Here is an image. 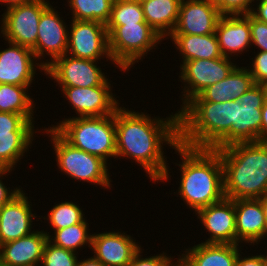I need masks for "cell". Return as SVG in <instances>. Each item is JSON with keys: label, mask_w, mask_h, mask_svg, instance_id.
Returning a JSON list of instances; mask_svg holds the SVG:
<instances>
[{"label": "cell", "mask_w": 267, "mask_h": 266, "mask_svg": "<svg viewBox=\"0 0 267 266\" xmlns=\"http://www.w3.org/2000/svg\"><path fill=\"white\" fill-rule=\"evenodd\" d=\"M29 1H32V0H0L1 3H5V5H7L6 6L7 8L15 6V5H20L22 3H26Z\"/></svg>", "instance_id": "obj_44"}, {"label": "cell", "mask_w": 267, "mask_h": 266, "mask_svg": "<svg viewBox=\"0 0 267 266\" xmlns=\"http://www.w3.org/2000/svg\"><path fill=\"white\" fill-rule=\"evenodd\" d=\"M238 248L237 244L200 243L184 251L179 266H235Z\"/></svg>", "instance_id": "obj_23"}, {"label": "cell", "mask_w": 267, "mask_h": 266, "mask_svg": "<svg viewBox=\"0 0 267 266\" xmlns=\"http://www.w3.org/2000/svg\"><path fill=\"white\" fill-rule=\"evenodd\" d=\"M232 58L220 57L216 59H196L182 62L180 65V80L184 82L182 94V108L207 87L225 79L236 64ZM187 83V84H186Z\"/></svg>", "instance_id": "obj_10"}, {"label": "cell", "mask_w": 267, "mask_h": 266, "mask_svg": "<svg viewBox=\"0 0 267 266\" xmlns=\"http://www.w3.org/2000/svg\"><path fill=\"white\" fill-rule=\"evenodd\" d=\"M134 1H137V2H139L140 4H142L143 2H146V1H149V0H134Z\"/></svg>", "instance_id": "obj_47"}, {"label": "cell", "mask_w": 267, "mask_h": 266, "mask_svg": "<svg viewBox=\"0 0 267 266\" xmlns=\"http://www.w3.org/2000/svg\"><path fill=\"white\" fill-rule=\"evenodd\" d=\"M262 114V123H261V130L260 135L258 137V142L267 144V96L265 98L263 107L261 108Z\"/></svg>", "instance_id": "obj_41"}, {"label": "cell", "mask_w": 267, "mask_h": 266, "mask_svg": "<svg viewBox=\"0 0 267 266\" xmlns=\"http://www.w3.org/2000/svg\"><path fill=\"white\" fill-rule=\"evenodd\" d=\"M77 266H104V265L93 256L87 259H83V261H78Z\"/></svg>", "instance_id": "obj_43"}, {"label": "cell", "mask_w": 267, "mask_h": 266, "mask_svg": "<svg viewBox=\"0 0 267 266\" xmlns=\"http://www.w3.org/2000/svg\"><path fill=\"white\" fill-rule=\"evenodd\" d=\"M179 113V143L192 148H212L236 122V100L203 101L193 97Z\"/></svg>", "instance_id": "obj_4"}, {"label": "cell", "mask_w": 267, "mask_h": 266, "mask_svg": "<svg viewBox=\"0 0 267 266\" xmlns=\"http://www.w3.org/2000/svg\"><path fill=\"white\" fill-rule=\"evenodd\" d=\"M68 143L107 163L116 158L115 113L102 117H70L50 126Z\"/></svg>", "instance_id": "obj_5"}, {"label": "cell", "mask_w": 267, "mask_h": 266, "mask_svg": "<svg viewBox=\"0 0 267 266\" xmlns=\"http://www.w3.org/2000/svg\"><path fill=\"white\" fill-rule=\"evenodd\" d=\"M7 42L9 47L0 51V84L31 86L36 74V65L44 73L45 67L35 63L38 59L33 50Z\"/></svg>", "instance_id": "obj_15"}, {"label": "cell", "mask_w": 267, "mask_h": 266, "mask_svg": "<svg viewBox=\"0 0 267 266\" xmlns=\"http://www.w3.org/2000/svg\"><path fill=\"white\" fill-rule=\"evenodd\" d=\"M78 117H102L114 114L119 100L113 95L111 85L96 87H60Z\"/></svg>", "instance_id": "obj_13"}, {"label": "cell", "mask_w": 267, "mask_h": 266, "mask_svg": "<svg viewBox=\"0 0 267 266\" xmlns=\"http://www.w3.org/2000/svg\"><path fill=\"white\" fill-rule=\"evenodd\" d=\"M267 92L260 84L253 85L236 99V122L211 148L218 150L239 142H257L262 123V110Z\"/></svg>", "instance_id": "obj_8"}, {"label": "cell", "mask_w": 267, "mask_h": 266, "mask_svg": "<svg viewBox=\"0 0 267 266\" xmlns=\"http://www.w3.org/2000/svg\"><path fill=\"white\" fill-rule=\"evenodd\" d=\"M254 0H213L222 15L249 14ZM252 6H251V5ZM252 7V8H251Z\"/></svg>", "instance_id": "obj_35"}, {"label": "cell", "mask_w": 267, "mask_h": 266, "mask_svg": "<svg viewBox=\"0 0 267 266\" xmlns=\"http://www.w3.org/2000/svg\"><path fill=\"white\" fill-rule=\"evenodd\" d=\"M236 244H258L267 237V222L260 199L234 200Z\"/></svg>", "instance_id": "obj_20"}, {"label": "cell", "mask_w": 267, "mask_h": 266, "mask_svg": "<svg viewBox=\"0 0 267 266\" xmlns=\"http://www.w3.org/2000/svg\"><path fill=\"white\" fill-rule=\"evenodd\" d=\"M115 0H69L73 20L97 21L106 25Z\"/></svg>", "instance_id": "obj_29"}, {"label": "cell", "mask_w": 267, "mask_h": 266, "mask_svg": "<svg viewBox=\"0 0 267 266\" xmlns=\"http://www.w3.org/2000/svg\"><path fill=\"white\" fill-rule=\"evenodd\" d=\"M264 90L267 92V78L260 84Z\"/></svg>", "instance_id": "obj_46"}, {"label": "cell", "mask_w": 267, "mask_h": 266, "mask_svg": "<svg viewBox=\"0 0 267 266\" xmlns=\"http://www.w3.org/2000/svg\"><path fill=\"white\" fill-rule=\"evenodd\" d=\"M253 85L255 82L248 68L237 65L225 79L207 87L198 96L209 102L236 100Z\"/></svg>", "instance_id": "obj_24"}, {"label": "cell", "mask_w": 267, "mask_h": 266, "mask_svg": "<svg viewBox=\"0 0 267 266\" xmlns=\"http://www.w3.org/2000/svg\"><path fill=\"white\" fill-rule=\"evenodd\" d=\"M51 4L42 12L38 24L36 46L32 49L36 59L48 54L51 60L40 62L45 68L56 58L66 54L68 46V30L66 23L59 17ZM46 55H45V54ZM53 59V60H52Z\"/></svg>", "instance_id": "obj_14"}, {"label": "cell", "mask_w": 267, "mask_h": 266, "mask_svg": "<svg viewBox=\"0 0 267 266\" xmlns=\"http://www.w3.org/2000/svg\"><path fill=\"white\" fill-rule=\"evenodd\" d=\"M252 60V68L248 70L255 84H261L267 78V52H258Z\"/></svg>", "instance_id": "obj_38"}, {"label": "cell", "mask_w": 267, "mask_h": 266, "mask_svg": "<svg viewBox=\"0 0 267 266\" xmlns=\"http://www.w3.org/2000/svg\"><path fill=\"white\" fill-rule=\"evenodd\" d=\"M257 8H253L250 14L259 21L267 23V1L259 0Z\"/></svg>", "instance_id": "obj_42"}, {"label": "cell", "mask_w": 267, "mask_h": 266, "mask_svg": "<svg viewBox=\"0 0 267 266\" xmlns=\"http://www.w3.org/2000/svg\"><path fill=\"white\" fill-rule=\"evenodd\" d=\"M217 151L222 160L225 198L260 199L267 195V144L239 142Z\"/></svg>", "instance_id": "obj_3"}, {"label": "cell", "mask_w": 267, "mask_h": 266, "mask_svg": "<svg viewBox=\"0 0 267 266\" xmlns=\"http://www.w3.org/2000/svg\"><path fill=\"white\" fill-rule=\"evenodd\" d=\"M251 45L267 52V23L259 21L250 14Z\"/></svg>", "instance_id": "obj_37"}, {"label": "cell", "mask_w": 267, "mask_h": 266, "mask_svg": "<svg viewBox=\"0 0 267 266\" xmlns=\"http://www.w3.org/2000/svg\"><path fill=\"white\" fill-rule=\"evenodd\" d=\"M221 16L213 0H182L178 21L171 34H213Z\"/></svg>", "instance_id": "obj_16"}, {"label": "cell", "mask_w": 267, "mask_h": 266, "mask_svg": "<svg viewBox=\"0 0 267 266\" xmlns=\"http://www.w3.org/2000/svg\"><path fill=\"white\" fill-rule=\"evenodd\" d=\"M215 34L222 56L231 58L232 54L249 51L251 45L250 13L222 15L217 23ZM230 55V56H229Z\"/></svg>", "instance_id": "obj_21"}, {"label": "cell", "mask_w": 267, "mask_h": 266, "mask_svg": "<svg viewBox=\"0 0 267 266\" xmlns=\"http://www.w3.org/2000/svg\"><path fill=\"white\" fill-rule=\"evenodd\" d=\"M116 158L133 159L154 182L167 181L169 167L163 143L173 149L179 144L178 111L166 118L119 107L115 111Z\"/></svg>", "instance_id": "obj_1"}, {"label": "cell", "mask_w": 267, "mask_h": 266, "mask_svg": "<svg viewBox=\"0 0 267 266\" xmlns=\"http://www.w3.org/2000/svg\"><path fill=\"white\" fill-rule=\"evenodd\" d=\"M44 130L51 136L50 141L61 172L80 182L82 180L98 184L105 189L110 188L108 165L104 160L72 146L55 129L45 128Z\"/></svg>", "instance_id": "obj_7"}, {"label": "cell", "mask_w": 267, "mask_h": 266, "mask_svg": "<svg viewBox=\"0 0 267 266\" xmlns=\"http://www.w3.org/2000/svg\"><path fill=\"white\" fill-rule=\"evenodd\" d=\"M29 87L0 84V112L21 114L26 120L35 119L32 117L35 101L28 95Z\"/></svg>", "instance_id": "obj_27"}, {"label": "cell", "mask_w": 267, "mask_h": 266, "mask_svg": "<svg viewBox=\"0 0 267 266\" xmlns=\"http://www.w3.org/2000/svg\"><path fill=\"white\" fill-rule=\"evenodd\" d=\"M49 5V1L32 0L6 8L0 28L5 41L32 50L36 46L41 14Z\"/></svg>", "instance_id": "obj_9"}, {"label": "cell", "mask_w": 267, "mask_h": 266, "mask_svg": "<svg viewBox=\"0 0 267 266\" xmlns=\"http://www.w3.org/2000/svg\"><path fill=\"white\" fill-rule=\"evenodd\" d=\"M106 29L112 62L121 71H128L164 40L148 23L106 25Z\"/></svg>", "instance_id": "obj_6"}, {"label": "cell", "mask_w": 267, "mask_h": 266, "mask_svg": "<svg viewBox=\"0 0 267 266\" xmlns=\"http://www.w3.org/2000/svg\"><path fill=\"white\" fill-rule=\"evenodd\" d=\"M70 23L66 54L93 61L105 57L112 61L106 25L97 21L73 19Z\"/></svg>", "instance_id": "obj_12"}, {"label": "cell", "mask_w": 267, "mask_h": 266, "mask_svg": "<svg viewBox=\"0 0 267 266\" xmlns=\"http://www.w3.org/2000/svg\"><path fill=\"white\" fill-rule=\"evenodd\" d=\"M261 204L265 215V220L267 222V195L261 198Z\"/></svg>", "instance_id": "obj_45"}, {"label": "cell", "mask_w": 267, "mask_h": 266, "mask_svg": "<svg viewBox=\"0 0 267 266\" xmlns=\"http://www.w3.org/2000/svg\"><path fill=\"white\" fill-rule=\"evenodd\" d=\"M23 190L10 202L0 207V245L33 233L31 202Z\"/></svg>", "instance_id": "obj_19"}, {"label": "cell", "mask_w": 267, "mask_h": 266, "mask_svg": "<svg viewBox=\"0 0 267 266\" xmlns=\"http://www.w3.org/2000/svg\"><path fill=\"white\" fill-rule=\"evenodd\" d=\"M97 62L64 54L45 68V74L54 79L59 87L111 85Z\"/></svg>", "instance_id": "obj_11"}, {"label": "cell", "mask_w": 267, "mask_h": 266, "mask_svg": "<svg viewBox=\"0 0 267 266\" xmlns=\"http://www.w3.org/2000/svg\"><path fill=\"white\" fill-rule=\"evenodd\" d=\"M241 252L238 253V257L235 266H267L265 255H251L248 257H242ZM241 256V257H240Z\"/></svg>", "instance_id": "obj_40"}, {"label": "cell", "mask_w": 267, "mask_h": 266, "mask_svg": "<svg viewBox=\"0 0 267 266\" xmlns=\"http://www.w3.org/2000/svg\"><path fill=\"white\" fill-rule=\"evenodd\" d=\"M88 222L84 220L81 223L68 226L61 230H54V235H48V241L53 245L71 250L73 252L77 251V248L81 249L85 245L91 248L92 235L89 234Z\"/></svg>", "instance_id": "obj_30"}, {"label": "cell", "mask_w": 267, "mask_h": 266, "mask_svg": "<svg viewBox=\"0 0 267 266\" xmlns=\"http://www.w3.org/2000/svg\"><path fill=\"white\" fill-rule=\"evenodd\" d=\"M12 172L11 169L0 167V207L8 202H10L16 195H18L21 191V188H14L13 190L6 188L4 183L2 182L1 176H5L6 174ZM9 189V190H8Z\"/></svg>", "instance_id": "obj_39"}, {"label": "cell", "mask_w": 267, "mask_h": 266, "mask_svg": "<svg viewBox=\"0 0 267 266\" xmlns=\"http://www.w3.org/2000/svg\"><path fill=\"white\" fill-rule=\"evenodd\" d=\"M168 37L172 39L181 53L182 62L222 57L215 33L208 35L170 34Z\"/></svg>", "instance_id": "obj_25"}, {"label": "cell", "mask_w": 267, "mask_h": 266, "mask_svg": "<svg viewBox=\"0 0 267 266\" xmlns=\"http://www.w3.org/2000/svg\"><path fill=\"white\" fill-rule=\"evenodd\" d=\"M142 249L140 248L132 257L131 262L127 266H179V260L173 261V257H169L163 252L156 256L141 258ZM172 259V260H171ZM175 262V263H174Z\"/></svg>", "instance_id": "obj_36"}, {"label": "cell", "mask_w": 267, "mask_h": 266, "mask_svg": "<svg viewBox=\"0 0 267 266\" xmlns=\"http://www.w3.org/2000/svg\"><path fill=\"white\" fill-rule=\"evenodd\" d=\"M121 232L92 234L91 249L104 266H127L141 248L133 237Z\"/></svg>", "instance_id": "obj_18"}, {"label": "cell", "mask_w": 267, "mask_h": 266, "mask_svg": "<svg viewBox=\"0 0 267 266\" xmlns=\"http://www.w3.org/2000/svg\"><path fill=\"white\" fill-rule=\"evenodd\" d=\"M135 23H147L142 5L134 0H115L112 5L110 19L106 25Z\"/></svg>", "instance_id": "obj_31"}, {"label": "cell", "mask_w": 267, "mask_h": 266, "mask_svg": "<svg viewBox=\"0 0 267 266\" xmlns=\"http://www.w3.org/2000/svg\"><path fill=\"white\" fill-rule=\"evenodd\" d=\"M204 230L210 234L203 243L236 244L234 200L224 198L197 211Z\"/></svg>", "instance_id": "obj_17"}, {"label": "cell", "mask_w": 267, "mask_h": 266, "mask_svg": "<svg viewBox=\"0 0 267 266\" xmlns=\"http://www.w3.org/2000/svg\"><path fill=\"white\" fill-rule=\"evenodd\" d=\"M34 120H26L21 114L0 112V135L10 132H34Z\"/></svg>", "instance_id": "obj_34"}, {"label": "cell", "mask_w": 267, "mask_h": 266, "mask_svg": "<svg viewBox=\"0 0 267 266\" xmlns=\"http://www.w3.org/2000/svg\"><path fill=\"white\" fill-rule=\"evenodd\" d=\"M48 241L47 231H34L28 236L0 245V261L4 266H38Z\"/></svg>", "instance_id": "obj_22"}, {"label": "cell", "mask_w": 267, "mask_h": 266, "mask_svg": "<svg viewBox=\"0 0 267 266\" xmlns=\"http://www.w3.org/2000/svg\"><path fill=\"white\" fill-rule=\"evenodd\" d=\"M78 254L75 252L57 247L46 242L43 250L42 261L40 265L43 266H77Z\"/></svg>", "instance_id": "obj_33"}, {"label": "cell", "mask_w": 267, "mask_h": 266, "mask_svg": "<svg viewBox=\"0 0 267 266\" xmlns=\"http://www.w3.org/2000/svg\"><path fill=\"white\" fill-rule=\"evenodd\" d=\"M35 132H10L0 135V167L14 170L32 145ZM30 145V146H29ZM14 167V168H13Z\"/></svg>", "instance_id": "obj_28"}, {"label": "cell", "mask_w": 267, "mask_h": 266, "mask_svg": "<svg viewBox=\"0 0 267 266\" xmlns=\"http://www.w3.org/2000/svg\"><path fill=\"white\" fill-rule=\"evenodd\" d=\"M182 0H149L143 2L145 21L164 39L176 27Z\"/></svg>", "instance_id": "obj_26"}, {"label": "cell", "mask_w": 267, "mask_h": 266, "mask_svg": "<svg viewBox=\"0 0 267 266\" xmlns=\"http://www.w3.org/2000/svg\"><path fill=\"white\" fill-rule=\"evenodd\" d=\"M84 212L73 202H61L54 205L48 214V221L52 229L61 230L85 220Z\"/></svg>", "instance_id": "obj_32"}, {"label": "cell", "mask_w": 267, "mask_h": 266, "mask_svg": "<svg viewBox=\"0 0 267 266\" xmlns=\"http://www.w3.org/2000/svg\"><path fill=\"white\" fill-rule=\"evenodd\" d=\"M181 180L178 195L195 213L225 198L223 166L220 154L210 148H192L178 144Z\"/></svg>", "instance_id": "obj_2"}]
</instances>
